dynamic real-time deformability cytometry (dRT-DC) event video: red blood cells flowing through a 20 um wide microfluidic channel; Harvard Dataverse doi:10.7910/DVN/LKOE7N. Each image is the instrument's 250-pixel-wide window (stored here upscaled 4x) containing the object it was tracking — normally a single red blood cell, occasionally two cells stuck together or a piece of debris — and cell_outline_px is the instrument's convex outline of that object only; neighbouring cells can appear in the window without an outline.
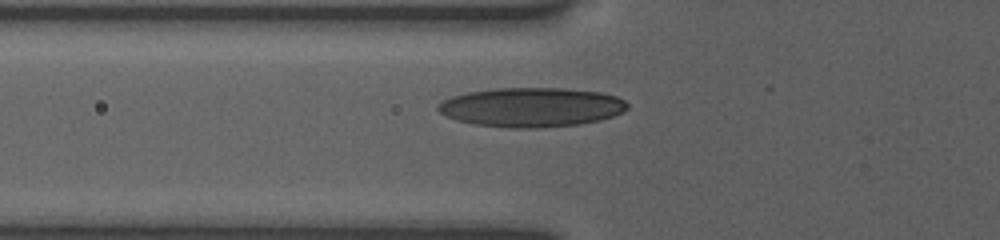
{"species": "human", "species_latin": "Homo sapiens", "temperature_condition": "room temperature", "stored_images_in_passage": 29, "camera_frame_rate_fps": 3000, "um_per_image_px": 0.085, "donor": {"sex": "female"}, "frame": {"image": 1, "passage_image": 2, "time_ms": 0.333, "image_size_px": [1000, 240], "cell_outline_px": [[628, 108], [612, 116], [600, 120], [580, 124], [536, 128], [508, 128], [472, 124], [456, 120], [444, 116], [436, 108], [436, 104], [452, 96], [468, 92], [496, 88], [564, 88], [600, 92], [616, 96], [624, 100], [628, 104]], "centroid_in_image_um": [45.13, 9.12], "position_along_channel_um": 80.7, "area_um2": 43.58}}
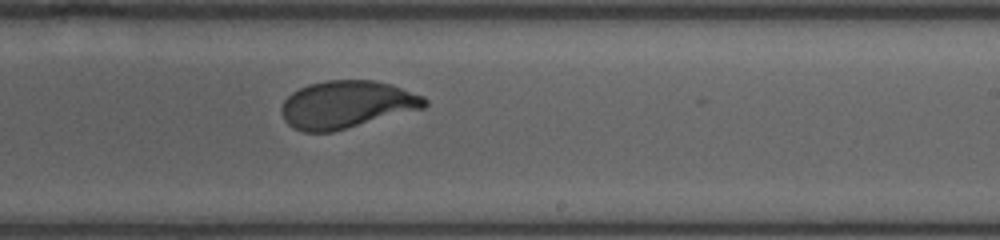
{"frame": {"image": 2, "passage_image": 16, "time_ms": 5.0, "image_size_px": [1000, 240], "cell_outline_px": [[428, 104], [424, 108], [332, 132], [304, 132], [292, 128], [284, 120], [280, 112], [280, 108], [284, 100], [292, 92], [308, 84], [324, 80], [376, 80], [392, 84], [424, 96], [428, 100]], "centroid_in_image_um": [29.45, 8.88], "position_along_channel_um": 259.5, "area_um2": 39.94}}
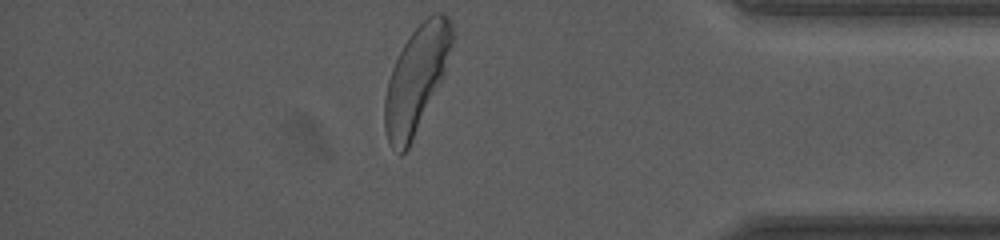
{"frame": {"image": 3, "passage_image": 29, "time_ms": 9.333, "image_size_px": [1000, 240], "cell_outline_px": [[456, 36], [444, 76], [408, 148], [400, 156], [392, 148], [388, 140], [384, 128], [384, 96], [388, 80], [392, 68], [404, 44], [412, 32], [432, 12], [444, 12], [452, 24]], "centroid_in_image_um": [35.42, 6.69], "position_along_channel_um": 399.8, "area_um2": 41.73}, "authors_computed_cell_mechanics": {"area_um2": 39.9398, "velocity_mm_per_s": 3.8166, "shape_relaxation_time_tau1_ms": 3.2858, "shape_relaxation_time_tau2_ms": null, "deformation_change_tau1": 0.1608, "deformation_change_tau2": null}}